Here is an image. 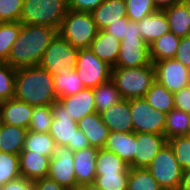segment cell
Here are the masks:
<instances>
[{"label": "cell", "mask_w": 190, "mask_h": 190, "mask_svg": "<svg viewBox=\"0 0 190 190\" xmlns=\"http://www.w3.org/2000/svg\"><path fill=\"white\" fill-rule=\"evenodd\" d=\"M67 190H84L80 185L72 188H68Z\"/></svg>", "instance_id": "11a10c76"}, {"label": "cell", "mask_w": 190, "mask_h": 190, "mask_svg": "<svg viewBox=\"0 0 190 190\" xmlns=\"http://www.w3.org/2000/svg\"><path fill=\"white\" fill-rule=\"evenodd\" d=\"M146 169L163 190H179L183 169L177 163L174 151L168 143Z\"/></svg>", "instance_id": "8992f818"}, {"label": "cell", "mask_w": 190, "mask_h": 190, "mask_svg": "<svg viewBox=\"0 0 190 190\" xmlns=\"http://www.w3.org/2000/svg\"><path fill=\"white\" fill-rule=\"evenodd\" d=\"M58 32L75 48H89L98 29L91 12L67 10Z\"/></svg>", "instance_id": "5b68a950"}, {"label": "cell", "mask_w": 190, "mask_h": 190, "mask_svg": "<svg viewBox=\"0 0 190 190\" xmlns=\"http://www.w3.org/2000/svg\"><path fill=\"white\" fill-rule=\"evenodd\" d=\"M0 190H34V184L32 180L20 177L2 185Z\"/></svg>", "instance_id": "7dc6e473"}, {"label": "cell", "mask_w": 190, "mask_h": 190, "mask_svg": "<svg viewBox=\"0 0 190 190\" xmlns=\"http://www.w3.org/2000/svg\"><path fill=\"white\" fill-rule=\"evenodd\" d=\"M179 190H190V169L183 170Z\"/></svg>", "instance_id": "816d5d0a"}, {"label": "cell", "mask_w": 190, "mask_h": 190, "mask_svg": "<svg viewBox=\"0 0 190 190\" xmlns=\"http://www.w3.org/2000/svg\"><path fill=\"white\" fill-rule=\"evenodd\" d=\"M84 190H102L96 183H86L80 185Z\"/></svg>", "instance_id": "db71d44e"}, {"label": "cell", "mask_w": 190, "mask_h": 190, "mask_svg": "<svg viewBox=\"0 0 190 190\" xmlns=\"http://www.w3.org/2000/svg\"><path fill=\"white\" fill-rule=\"evenodd\" d=\"M1 125H2V119H1V114H0V127H1Z\"/></svg>", "instance_id": "680465c9"}, {"label": "cell", "mask_w": 190, "mask_h": 190, "mask_svg": "<svg viewBox=\"0 0 190 190\" xmlns=\"http://www.w3.org/2000/svg\"><path fill=\"white\" fill-rule=\"evenodd\" d=\"M142 39L150 45L165 33L170 32V26L163 10L145 16L137 21Z\"/></svg>", "instance_id": "cb8c5ba5"}, {"label": "cell", "mask_w": 190, "mask_h": 190, "mask_svg": "<svg viewBox=\"0 0 190 190\" xmlns=\"http://www.w3.org/2000/svg\"><path fill=\"white\" fill-rule=\"evenodd\" d=\"M53 120L52 105L34 107L28 130L49 132Z\"/></svg>", "instance_id": "8d00e7d4"}, {"label": "cell", "mask_w": 190, "mask_h": 190, "mask_svg": "<svg viewBox=\"0 0 190 190\" xmlns=\"http://www.w3.org/2000/svg\"><path fill=\"white\" fill-rule=\"evenodd\" d=\"M153 64L149 45L142 37H124L120 41L119 54L114 67L138 68Z\"/></svg>", "instance_id": "7c38bea8"}, {"label": "cell", "mask_w": 190, "mask_h": 190, "mask_svg": "<svg viewBox=\"0 0 190 190\" xmlns=\"http://www.w3.org/2000/svg\"><path fill=\"white\" fill-rule=\"evenodd\" d=\"M20 177L19 155L0 152V187Z\"/></svg>", "instance_id": "d590c367"}, {"label": "cell", "mask_w": 190, "mask_h": 190, "mask_svg": "<svg viewBox=\"0 0 190 190\" xmlns=\"http://www.w3.org/2000/svg\"><path fill=\"white\" fill-rule=\"evenodd\" d=\"M98 30H104L111 23L127 18L125 0H105L91 12Z\"/></svg>", "instance_id": "7402d4cb"}, {"label": "cell", "mask_w": 190, "mask_h": 190, "mask_svg": "<svg viewBox=\"0 0 190 190\" xmlns=\"http://www.w3.org/2000/svg\"><path fill=\"white\" fill-rule=\"evenodd\" d=\"M111 66L99 59L90 48L79 49L75 69L85 88H95L111 78Z\"/></svg>", "instance_id": "9c48e42d"}, {"label": "cell", "mask_w": 190, "mask_h": 190, "mask_svg": "<svg viewBox=\"0 0 190 190\" xmlns=\"http://www.w3.org/2000/svg\"><path fill=\"white\" fill-rule=\"evenodd\" d=\"M50 157L38 155L30 151H21L19 154L20 175L35 181L45 178L49 173Z\"/></svg>", "instance_id": "d6986e66"}, {"label": "cell", "mask_w": 190, "mask_h": 190, "mask_svg": "<svg viewBox=\"0 0 190 190\" xmlns=\"http://www.w3.org/2000/svg\"><path fill=\"white\" fill-rule=\"evenodd\" d=\"M133 132L164 135L166 113L154 109L145 98L129 99Z\"/></svg>", "instance_id": "ba28073f"}, {"label": "cell", "mask_w": 190, "mask_h": 190, "mask_svg": "<svg viewBox=\"0 0 190 190\" xmlns=\"http://www.w3.org/2000/svg\"><path fill=\"white\" fill-rule=\"evenodd\" d=\"M34 107L15 98L0 102L2 123L28 129Z\"/></svg>", "instance_id": "e0dca14e"}, {"label": "cell", "mask_w": 190, "mask_h": 190, "mask_svg": "<svg viewBox=\"0 0 190 190\" xmlns=\"http://www.w3.org/2000/svg\"><path fill=\"white\" fill-rule=\"evenodd\" d=\"M96 175L129 174V165L115 153L98 149L95 161Z\"/></svg>", "instance_id": "4316f807"}, {"label": "cell", "mask_w": 190, "mask_h": 190, "mask_svg": "<svg viewBox=\"0 0 190 190\" xmlns=\"http://www.w3.org/2000/svg\"><path fill=\"white\" fill-rule=\"evenodd\" d=\"M14 98L33 107L52 105L58 101L54 77L40 66L17 69Z\"/></svg>", "instance_id": "7a4b0ae2"}, {"label": "cell", "mask_w": 190, "mask_h": 190, "mask_svg": "<svg viewBox=\"0 0 190 190\" xmlns=\"http://www.w3.org/2000/svg\"><path fill=\"white\" fill-rule=\"evenodd\" d=\"M170 26V32L182 38L190 36V8L184 1L163 10Z\"/></svg>", "instance_id": "d4e9b609"}, {"label": "cell", "mask_w": 190, "mask_h": 190, "mask_svg": "<svg viewBox=\"0 0 190 190\" xmlns=\"http://www.w3.org/2000/svg\"><path fill=\"white\" fill-rule=\"evenodd\" d=\"M135 143H137L135 132H109L102 148L115 153L130 168H134Z\"/></svg>", "instance_id": "2e32d148"}, {"label": "cell", "mask_w": 190, "mask_h": 190, "mask_svg": "<svg viewBox=\"0 0 190 190\" xmlns=\"http://www.w3.org/2000/svg\"><path fill=\"white\" fill-rule=\"evenodd\" d=\"M58 101L76 122L86 115L96 112L93 88H84L76 94L59 98Z\"/></svg>", "instance_id": "9a60e30c"}, {"label": "cell", "mask_w": 190, "mask_h": 190, "mask_svg": "<svg viewBox=\"0 0 190 190\" xmlns=\"http://www.w3.org/2000/svg\"><path fill=\"white\" fill-rule=\"evenodd\" d=\"M78 129L87 137L91 147L101 149L108 138L109 129L97 112L86 115L77 122Z\"/></svg>", "instance_id": "ffe728a7"}, {"label": "cell", "mask_w": 190, "mask_h": 190, "mask_svg": "<svg viewBox=\"0 0 190 190\" xmlns=\"http://www.w3.org/2000/svg\"><path fill=\"white\" fill-rule=\"evenodd\" d=\"M67 10V0H23L20 22L59 30Z\"/></svg>", "instance_id": "277c9868"}, {"label": "cell", "mask_w": 190, "mask_h": 190, "mask_svg": "<svg viewBox=\"0 0 190 190\" xmlns=\"http://www.w3.org/2000/svg\"><path fill=\"white\" fill-rule=\"evenodd\" d=\"M93 93L95 97L96 112L99 114L123 100L111 78L93 88Z\"/></svg>", "instance_id": "f1b7e54d"}, {"label": "cell", "mask_w": 190, "mask_h": 190, "mask_svg": "<svg viewBox=\"0 0 190 190\" xmlns=\"http://www.w3.org/2000/svg\"><path fill=\"white\" fill-rule=\"evenodd\" d=\"M57 33L58 29L54 27L21 23L18 38L13 43L6 63L15 69L39 66Z\"/></svg>", "instance_id": "6da1fadb"}, {"label": "cell", "mask_w": 190, "mask_h": 190, "mask_svg": "<svg viewBox=\"0 0 190 190\" xmlns=\"http://www.w3.org/2000/svg\"><path fill=\"white\" fill-rule=\"evenodd\" d=\"M55 147V140L49 132L40 133L28 130L25 137L24 149L22 151H30L38 155L52 158Z\"/></svg>", "instance_id": "f546056e"}, {"label": "cell", "mask_w": 190, "mask_h": 190, "mask_svg": "<svg viewBox=\"0 0 190 190\" xmlns=\"http://www.w3.org/2000/svg\"><path fill=\"white\" fill-rule=\"evenodd\" d=\"M90 147L87 137L78 129L75 132L74 152Z\"/></svg>", "instance_id": "681fc988"}, {"label": "cell", "mask_w": 190, "mask_h": 190, "mask_svg": "<svg viewBox=\"0 0 190 190\" xmlns=\"http://www.w3.org/2000/svg\"><path fill=\"white\" fill-rule=\"evenodd\" d=\"M153 66L156 81L170 92L175 93L190 85V69L175 58L154 62Z\"/></svg>", "instance_id": "30bf717a"}, {"label": "cell", "mask_w": 190, "mask_h": 190, "mask_svg": "<svg viewBox=\"0 0 190 190\" xmlns=\"http://www.w3.org/2000/svg\"><path fill=\"white\" fill-rule=\"evenodd\" d=\"M187 136L190 137V122H189V127H188V134H187Z\"/></svg>", "instance_id": "6f0895ef"}, {"label": "cell", "mask_w": 190, "mask_h": 190, "mask_svg": "<svg viewBox=\"0 0 190 190\" xmlns=\"http://www.w3.org/2000/svg\"><path fill=\"white\" fill-rule=\"evenodd\" d=\"M153 2L157 10H164L175 3L180 2V0H153Z\"/></svg>", "instance_id": "f5cc1de1"}, {"label": "cell", "mask_w": 190, "mask_h": 190, "mask_svg": "<svg viewBox=\"0 0 190 190\" xmlns=\"http://www.w3.org/2000/svg\"><path fill=\"white\" fill-rule=\"evenodd\" d=\"M114 81L122 99L143 98L156 81L153 64L138 68H111Z\"/></svg>", "instance_id": "3957f363"}, {"label": "cell", "mask_w": 190, "mask_h": 190, "mask_svg": "<svg viewBox=\"0 0 190 190\" xmlns=\"http://www.w3.org/2000/svg\"><path fill=\"white\" fill-rule=\"evenodd\" d=\"M174 106L190 114V85L174 93Z\"/></svg>", "instance_id": "f6af8a7d"}, {"label": "cell", "mask_w": 190, "mask_h": 190, "mask_svg": "<svg viewBox=\"0 0 190 190\" xmlns=\"http://www.w3.org/2000/svg\"><path fill=\"white\" fill-rule=\"evenodd\" d=\"M184 2L188 5V7L190 8V0H184Z\"/></svg>", "instance_id": "9f6ffc18"}, {"label": "cell", "mask_w": 190, "mask_h": 190, "mask_svg": "<svg viewBox=\"0 0 190 190\" xmlns=\"http://www.w3.org/2000/svg\"><path fill=\"white\" fill-rule=\"evenodd\" d=\"M100 115L110 132H133L129 100L123 99L108 110L101 112Z\"/></svg>", "instance_id": "ac0fdd59"}, {"label": "cell", "mask_w": 190, "mask_h": 190, "mask_svg": "<svg viewBox=\"0 0 190 190\" xmlns=\"http://www.w3.org/2000/svg\"><path fill=\"white\" fill-rule=\"evenodd\" d=\"M128 20V18H121V21L111 23L104 30L109 34H112L115 38L122 40L127 36Z\"/></svg>", "instance_id": "bcb514c9"}, {"label": "cell", "mask_w": 190, "mask_h": 190, "mask_svg": "<svg viewBox=\"0 0 190 190\" xmlns=\"http://www.w3.org/2000/svg\"><path fill=\"white\" fill-rule=\"evenodd\" d=\"M180 37L172 32L165 33L149 45L152 63L175 58Z\"/></svg>", "instance_id": "83f0119b"}, {"label": "cell", "mask_w": 190, "mask_h": 190, "mask_svg": "<svg viewBox=\"0 0 190 190\" xmlns=\"http://www.w3.org/2000/svg\"><path fill=\"white\" fill-rule=\"evenodd\" d=\"M175 59L190 69V36L180 38Z\"/></svg>", "instance_id": "ee69618b"}, {"label": "cell", "mask_w": 190, "mask_h": 190, "mask_svg": "<svg viewBox=\"0 0 190 190\" xmlns=\"http://www.w3.org/2000/svg\"><path fill=\"white\" fill-rule=\"evenodd\" d=\"M134 168H147L158 152L168 143L165 135L136 133Z\"/></svg>", "instance_id": "5bb4252c"}, {"label": "cell", "mask_w": 190, "mask_h": 190, "mask_svg": "<svg viewBox=\"0 0 190 190\" xmlns=\"http://www.w3.org/2000/svg\"><path fill=\"white\" fill-rule=\"evenodd\" d=\"M120 41L105 30H98L89 48L99 59L114 67L119 54Z\"/></svg>", "instance_id": "603a6c76"}, {"label": "cell", "mask_w": 190, "mask_h": 190, "mask_svg": "<svg viewBox=\"0 0 190 190\" xmlns=\"http://www.w3.org/2000/svg\"><path fill=\"white\" fill-rule=\"evenodd\" d=\"M127 190H163L146 168H130Z\"/></svg>", "instance_id": "e575fe53"}, {"label": "cell", "mask_w": 190, "mask_h": 190, "mask_svg": "<svg viewBox=\"0 0 190 190\" xmlns=\"http://www.w3.org/2000/svg\"><path fill=\"white\" fill-rule=\"evenodd\" d=\"M56 94L59 98L73 95L83 90L84 84L76 69H62L61 75L54 76Z\"/></svg>", "instance_id": "4dcf8cb0"}, {"label": "cell", "mask_w": 190, "mask_h": 190, "mask_svg": "<svg viewBox=\"0 0 190 190\" xmlns=\"http://www.w3.org/2000/svg\"><path fill=\"white\" fill-rule=\"evenodd\" d=\"M33 184L34 190H67V188L48 177L37 179L33 181Z\"/></svg>", "instance_id": "c3c4849f"}, {"label": "cell", "mask_w": 190, "mask_h": 190, "mask_svg": "<svg viewBox=\"0 0 190 190\" xmlns=\"http://www.w3.org/2000/svg\"><path fill=\"white\" fill-rule=\"evenodd\" d=\"M79 49L73 47L59 32L50 42L39 66L53 77L61 75L62 69H75Z\"/></svg>", "instance_id": "52a82bcc"}, {"label": "cell", "mask_w": 190, "mask_h": 190, "mask_svg": "<svg viewBox=\"0 0 190 190\" xmlns=\"http://www.w3.org/2000/svg\"><path fill=\"white\" fill-rule=\"evenodd\" d=\"M190 122V114L173 108L166 115L164 135L167 140L177 136H187Z\"/></svg>", "instance_id": "d6a6232c"}, {"label": "cell", "mask_w": 190, "mask_h": 190, "mask_svg": "<svg viewBox=\"0 0 190 190\" xmlns=\"http://www.w3.org/2000/svg\"><path fill=\"white\" fill-rule=\"evenodd\" d=\"M105 0H67L69 10L92 12Z\"/></svg>", "instance_id": "7bdbcfd3"}, {"label": "cell", "mask_w": 190, "mask_h": 190, "mask_svg": "<svg viewBox=\"0 0 190 190\" xmlns=\"http://www.w3.org/2000/svg\"><path fill=\"white\" fill-rule=\"evenodd\" d=\"M129 174L96 175L95 182L102 190H127Z\"/></svg>", "instance_id": "60d3db41"}, {"label": "cell", "mask_w": 190, "mask_h": 190, "mask_svg": "<svg viewBox=\"0 0 190 190\" xmlns=\"http://www.w3.org/2000/svg\"><path fill=\"white\" fill-rule=\"evenodd\" d=\"M53 120L49 134L56 145L67 146L74 152L75 132L78 130L77 122L65 111L64 106L56 101L52 104Z\"/></svg>", "instance_id": "4fadbf2b"}, {"label": "cell", "mask_w": 190, "mask_h": 190, "mask_svg": "<svg viewBox=\"0 0 190 190\" xmlns=\"http://www.w3.org/2000/svg\"><path fill=\"white\" fill-rule=\"evenodd\" d=\"M125 3L127 18L132 21H140L157 11L153 0H125Z\"/></svg>", "instance_id": "ab89813d"}, {"label": "cell", "mask_w": 190, "mask_h": 190, "mask_svg": "<svg viewBox=\"0 0 190 190\" xmlns=\"http://www.w3.org/2000/svg\"><path fill=\"white\" fill-rule=\"evenodd\" d=\"M125 37H141L136 21L128 20V32Z\"/></svg>", "instance_id": "f907efd6"}, {"label": "cell", "mask_w": 190, "mask_h": 190, "mask_svg": "<svg viewBox=\"0 0 190 190\" xmlns=\"http://www.w3.org/2000/svg\"><path fill=\"white\" fill-rule=\"evenodd\" d=\"M28 129L2 123L0 127V152L19 155L24 149Z\"/></svg>", "instance_id": "484cf974"}, {"label": "cell", "mask_w": 190, "mask_h": 190, "mask_svg": "<svg viewBox=\"0 0 190 190\" xmlns=\"http://www.w3.org/2000/svg\"><path fill=\"white\" fill-rule=\"evenodd\" d=\"M144 98L154 109L166 114L175 108L174 93L157 81L152 84Z\"/></svg>", "instance_id": "1f68e13d"}, {"label": "cell", "mask_w": 190, "mask_h": 190, "mask_svg": "<svg viewBox=\"0 0 190 190\" xmlns=\"http://www.w3.org/2000/svg\"><path fill=\"white\" fill-rule=\"evenodd\" d=\"M47 177L67 189L79 186L75 177L74 152L69 147L56 145Z\"/></svg>", "instance_id": "8fae6325"}, {"label": "cell", "mask_w": 190, "mask_h": 190, "mask_svg": "<svg viewBox=\"0 0 190 190\" xmlns=\"http://www.w3.org/2000/svg\"><path fill=\"white\" fill-rule=\"evenodd\" d=\"M23 8V0H0V23L18 22Z\"/></svg>", "instance_id": "b9f144b4"}, {"label": "cell", "mask_w": 190, "mask_h": 190, "mask_svg": "<svg viewBox=\"0 0 190 190\" xmlns=\"http://www.w3.org/2000/svg\"><path fill=\"white\" fill-rule=\"evenodd\" d=\"M16 71L8 63L0 62V102L14 98Z\"/></svg>", "instance_id": "74e56055"}, {"label": "cell", "mask_w": 190, "mask_h": 190, "mask_svg": "<svg viewBox=\"0 0 190 190\" xmlns=\"http://www.w3.org/2000/svg\"><path fill=\"white\" fill-rule=\"evenodd\" d=\"M174 151L177 163L183 170L190 169V137L177 136L168 140Z\"/></svg>", "instance_id": "f35d334b"}, {"label": "cell", "mask_w": 190, "mask_h": 190, "mask_svg": "<svg viewBox=\"0 0 190 190\" xmlns=\"http://www.w3.org/2000/svg\"><path fill=\"white\" fill-rule=\"evenodd\" d=\"M21 22L0 23V61L6 62L13 43L18 38Z\"/></svg>", "instance_id": "836d02e7"}, {"label": "cell", "mask_w": 190, "mask_h": 190, "mask_svg": "<svg viewBox=\"0 0 190 190\" xmlns=\"http://www.w3.org/2000/svg\"><path fill=\"white\" fill-rule=\"evenodd\" d=\"M97 152L98 149L91 146L74 152V170L78 185L95 182Z\"/></svg>", "instance_id": "44dd1931"}]
</instances>
